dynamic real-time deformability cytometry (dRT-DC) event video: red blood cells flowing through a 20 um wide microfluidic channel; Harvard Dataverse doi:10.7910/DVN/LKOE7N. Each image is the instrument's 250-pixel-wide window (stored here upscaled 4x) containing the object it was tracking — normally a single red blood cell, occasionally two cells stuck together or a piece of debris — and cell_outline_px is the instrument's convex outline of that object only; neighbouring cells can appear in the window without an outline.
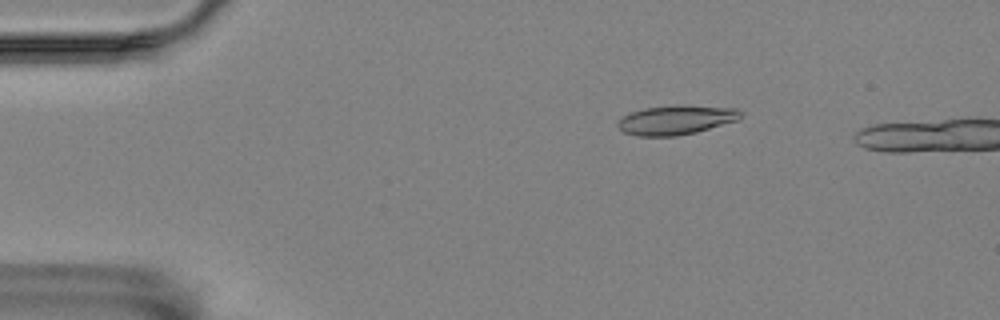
{"species": "Egyptian fruit bat (a non-hibernating species)", "species_latin": "Rousettus aegyptiacus", "temperature_condition": "room temperature", "stored_images_in_passage": 8, "camera_frame_rate_fps": 3000, "um_per_image_px": 0.085, "animal": {"sex": "female"}, "frame": {"image": 1, "passage_image": 5, "time_ms": 1.333, "image_size_px": [1000, 320], "cell_outline_px": [[744, 112], [740, 120], [696, 132], [676, 136], [636, 136], [624, 132], [616, 124], [624, 116], [632, 112], [644, 108], [676, 104], [680, 104], [736, 108]], "centroid_in_image_um": [57.53, 10.18], "position_along_channel_um": 27.5, "area_um2": 21.27}}